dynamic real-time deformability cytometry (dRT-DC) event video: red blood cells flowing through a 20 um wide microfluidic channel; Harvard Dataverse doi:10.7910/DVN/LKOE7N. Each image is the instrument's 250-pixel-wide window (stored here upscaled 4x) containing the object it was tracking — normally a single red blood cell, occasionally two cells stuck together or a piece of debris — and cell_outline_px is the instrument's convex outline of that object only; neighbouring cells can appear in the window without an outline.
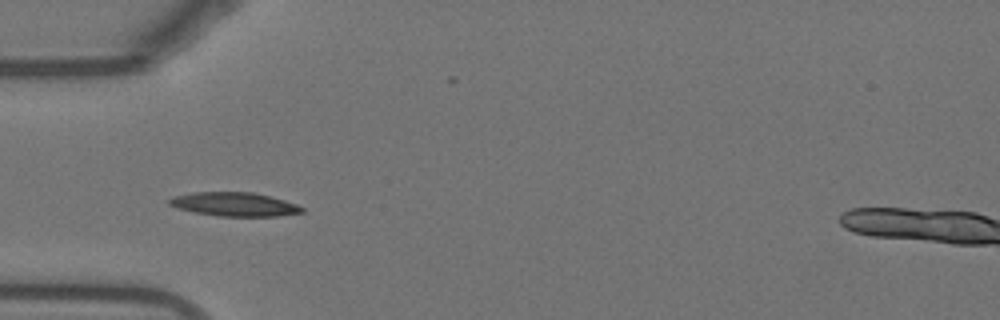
{"species": "Egyptian fruit bat (a non-hibernating species)", "species_latin": "Rousettus aegyptiacus", "temperature_condition": "warm", "stored_images_in_passage": 38, "camera_frame_rate_fps": 3000, "um_per_image_px": 0.085, "animal": {"sex": "female"}, "frame": {"image": 1, "passage_image": 1, "time_ms": 0.0, "image_size_px": [1000, 320], "cell_outline_px": [[304, 212], [280, 216], [220, 216], [192, 212], [176, 208], [168, 204], [168, 200], [172, 196], [192, 192], [252, 192], [272, 196], [296, 204], [304, 208]], "centroid_in_image_um": [19.9, 17.36], "position_along_channel_um": 65.1, "area_um2": 18.61}}
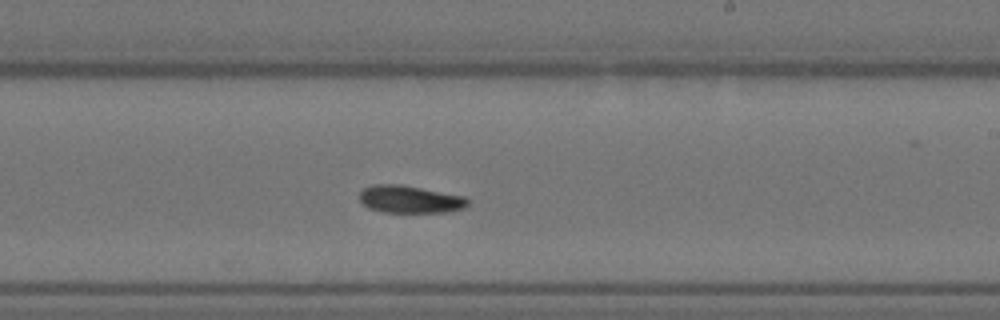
{"frame": {"image": 2, "passage_image": 16, "time_ms": 5.0, "image_size_px": [1000, 320], "cell_outline_px": [[468, 204], [464, 208], [448, 212], [384, 212], [368, 208], [360, 200], [360, 192], [364, 188], [372, 184], [400, 184], [464, 196], [468, 200]], "centroid_in_image_um": [34.83, 16.94], "position_along_channel_um": 254.2, "area_um2": 17.28}}
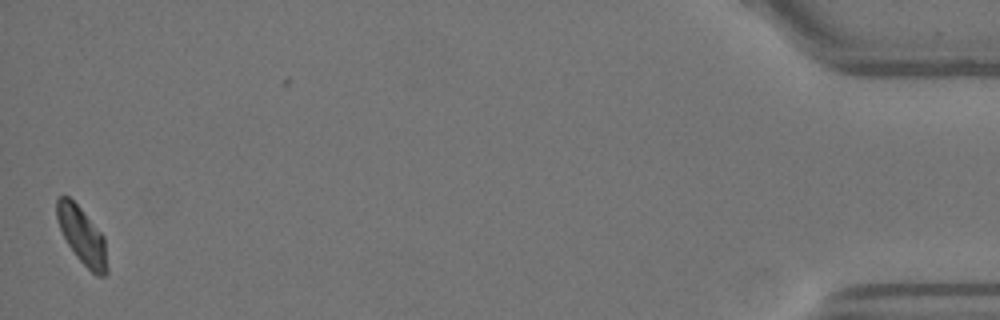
{"frame": {"image": 3, "passage_image": 37, "time_ms": 12.0, "image_size_px": [1000, 320], "cell_outline_px": [[108, 272], [104, 276], [96, 276], [76, 256], [68, 244], [60, 228], [56, 216], [56, 200], [60, 196], [68, 196], [80, 208], [104, 236], [108, 268]], "centroid_in_image_um": [6.99, 20.05], "position_along_channel_um": 428.2, "area_um2": 16.47}, "authors_computed_cell_mechanics": {"area_um2": 17.0799, "velocity_mm_per_s": 3.798, "shape_relaxation_time_tau1_ms": 4.5343, "shape_relaxation_time_tau2_ms": null, "deformation_change_tau1": 0.1049, "deformation_change_tau2": null}}